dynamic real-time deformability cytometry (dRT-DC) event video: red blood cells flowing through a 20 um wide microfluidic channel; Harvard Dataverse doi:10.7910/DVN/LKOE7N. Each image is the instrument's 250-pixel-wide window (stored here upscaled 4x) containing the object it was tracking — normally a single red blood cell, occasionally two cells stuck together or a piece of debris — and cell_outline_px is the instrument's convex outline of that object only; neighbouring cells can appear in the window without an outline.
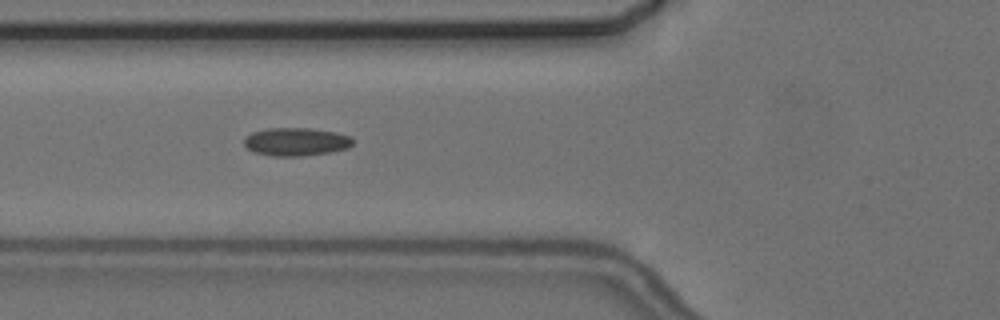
{"species": "common noctule bat (a hibernating species)", "species_latin": "Nyctalus noctula", "temperature_condition": "cold", "stored_images_in_passage": 12, "camera_frame_rate_fps": 3000, "um_per_image_px": 0.085, "animal": {"sex": "female", "body_mass_g": 24.6, "forearm_length_mm": 56.2}, "frame": {"image": 1, "passage_image": 3, "time_ms": 3.0, "image_size_px": [1000, 320], "cell_outline_px": [[352, 144], [348, 148], [332, 152], [304, 156], [272, 156], [256, 152], [248, 148], [244, 144], [244, 140], [252, 132], [268, 128], [308, 128], [336, 132], [352, 136]], "centroid_in_image_um": [25.2, 12.05], "position_along_channel_um": 100.6, "area_um2": 17.8}}
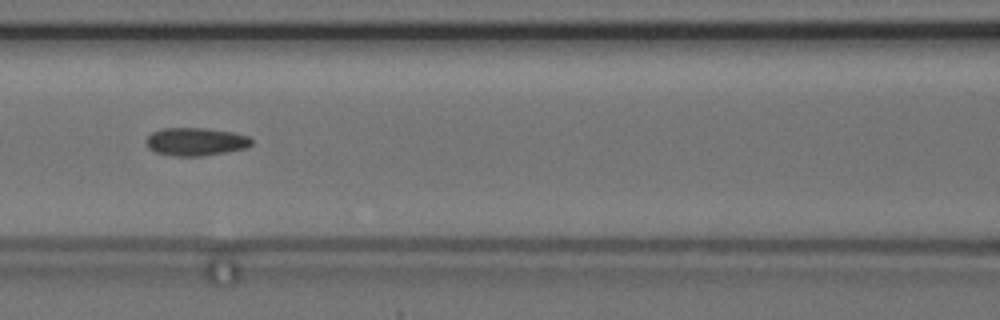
{"frame": {"image": 2, "passage_image": 4, "time_ms": 4.333, "image_size_px": [1000, 320], "cell_outline_px": [[252, 144], [244, 148], [224, 152], [200, 156], [172, 156], [156, 152], [148, 148], [144, 140], [152, 132], [160, 128], [204, 128], [232, 132], [248, 136], [252, 140]], "centroid_in_image_um": [16.58, 12.03], "position_along_channel_um": 150.0, "area_um2": 17.17}}
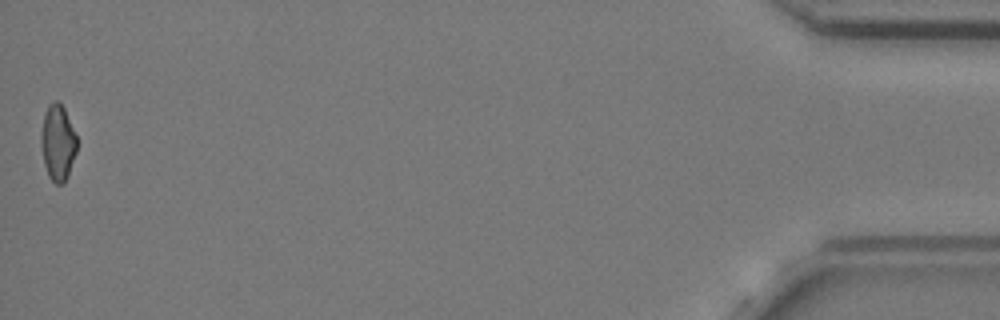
{"frame": {"image": 3, "passage_image": 12, "time_ms": 14.667, "image_size_px": [1000, 320], "cell_outline_px": [[76, 152], [68, 176], [64, 184], [56, 184], [48, 176], [44, 164], [40, 140], [40, 132], [44, 112], [48, 104], [52, 100], [56, 100], [64, 108], [76, 136]], "centroid_in_image_um": [4.88, 12.12], "position_along_channel_um": 430.3, "area_um2": 15.95}, "authors_computed_cell_mechanics": {"area_um2": 16.8776, "velocity_mm_per_s": 3.6478, "shape_relaxation_time_tau1_ms": null, "shape_relaxation_time_tau2_ms": 9.4408, "deformation_change_tau1": null, "deformation_change_tau2": 0.1723}}